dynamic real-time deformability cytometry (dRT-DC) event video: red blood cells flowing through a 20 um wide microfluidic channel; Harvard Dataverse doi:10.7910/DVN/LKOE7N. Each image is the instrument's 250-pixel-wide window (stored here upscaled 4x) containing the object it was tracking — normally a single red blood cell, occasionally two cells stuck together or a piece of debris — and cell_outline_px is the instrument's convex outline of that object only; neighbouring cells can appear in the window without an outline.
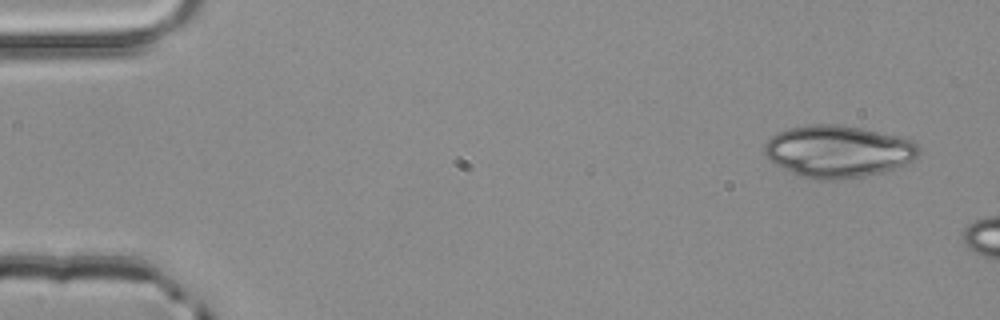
{"species": "common noctule bat (a hibernating species)", "species_latin": "Nyctalus noctula", "temperature_condition": "room temperature", "stored_images_in_passage": 3, "camera_frame_rate_fps": 3000, "um_per_image_px": 0.085, "animal": {"sex": "male", "body_mass_g": 20.4}, "frame": {"image": 1, "passage_image": 1, "time_ms": 0.0, "image_size_px": [1000, 320], "cell_outline_px": [[920, 156], [892, 172], [836, 180], [816, 180], [800, 176], [768, 160], [764, 152], [764, 144], [772, 136], [788, 128], [812, 124], [836, 124], [860, 128], [896, 136], [912, 140], [920, 148]], "centroid_in_image_um": [71.28, 12.89], "position_along_channel_um": 13.7, "area_um2": 47.16}}